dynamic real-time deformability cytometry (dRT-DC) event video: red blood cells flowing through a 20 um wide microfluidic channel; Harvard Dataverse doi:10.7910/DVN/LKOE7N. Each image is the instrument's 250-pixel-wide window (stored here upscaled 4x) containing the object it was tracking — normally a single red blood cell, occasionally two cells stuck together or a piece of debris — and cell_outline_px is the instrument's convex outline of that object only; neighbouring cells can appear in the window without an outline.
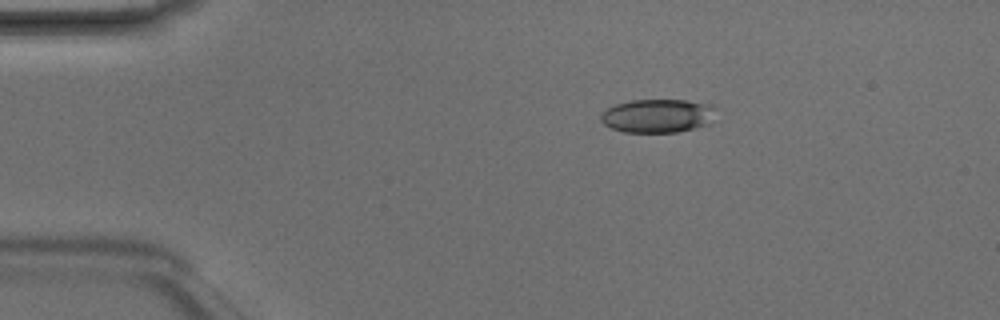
{"species": "Egyptian fruit bat (a non-hibernating species)", "species_latin": "Rousettus aegyptiacus", "temperature_condition": "room temperature", "stored_images_in_passage": 4, "camera_frame_rate_fps": 3000, "um_per_image_px": 0.085, "animal": {"sex": "male"}, "frame": {"image": 1, "passage_image": 2, "time_ms": 0.333, "image_size_px": [1000, 320], "cell_outline_px": [[720, 108], [708, 124], [676, 132], [624, 132], [612, 128], [604, 124], [600, 120], [600, 116], [608, 108], [616, 104], [632, 100], [688, 100], [716, 104]], "centroid_in_image_um": [55.98, 9.82], "position_along_channel_um": 29.0, "area_um2": 22.77}}
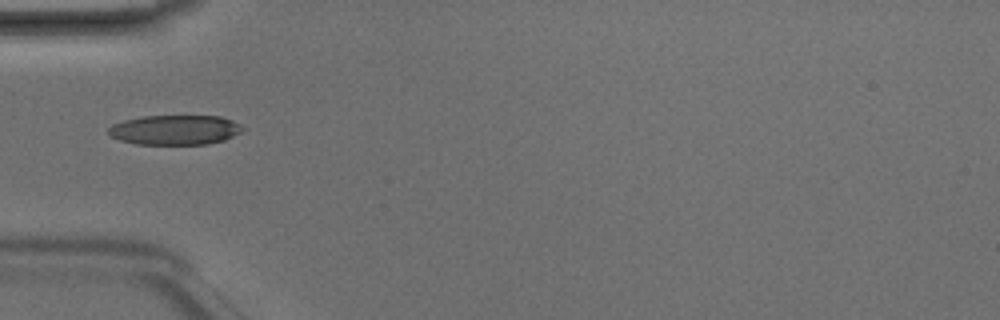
{"frame": {"image": 2, "passage_image": 4, "time_ms": 1.0, "image_size_px": [1000, 320], "cell_outline_px": [[244, 128], [240, 132], [224, 140], [208, 144], [136, 144], [120, 140], [112, 136], [108, 132], [108, 128], [112, 124], [124, 120], [140, 116], [220, 116], [232, 120], [240, 124]], "centroid_in_image_um": [14.86, 11.03], "position_along_channel_um": 70.1, "area_um2": 23.24}}